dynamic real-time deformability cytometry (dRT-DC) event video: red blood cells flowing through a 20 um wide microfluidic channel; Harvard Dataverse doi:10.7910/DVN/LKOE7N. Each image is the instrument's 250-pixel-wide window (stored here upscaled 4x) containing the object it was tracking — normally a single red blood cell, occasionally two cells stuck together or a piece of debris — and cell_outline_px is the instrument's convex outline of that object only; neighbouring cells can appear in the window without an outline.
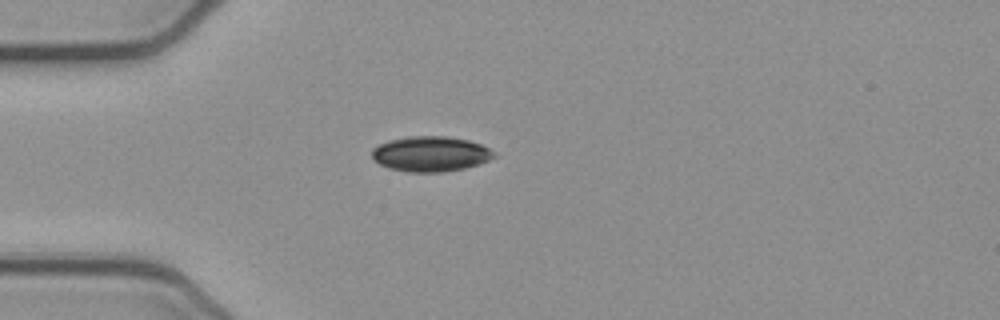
{"species": "common noctule bat (a hibernating species)", "species_latin": "Nyctalus noctula", "temperature_condition": "cold", "stored_images_in_passage": 39, "camera_frame_rate_fps": 3000, "um_per_image_px": 0.085, "animal": {"sex": "female", "body_mass_g": 21.9}, "frame": {"image": 1, "passage_image": 1, "time_ms": 0.0, "image_size_px": [1000, 320], "cell_outline_px": [[496, 156], [480, 164], [464, 168], [444, 172], [408, 172], [388, 168], [372, 160], [372, 148], [388, 140], [408, 136], [448, 136], [468, 140], [480, 144], [488, 148]], "centroid_in_image_um": [36.56, 13.08], "position_along_channel_um": 48.4, "area_um2": 25.14}}
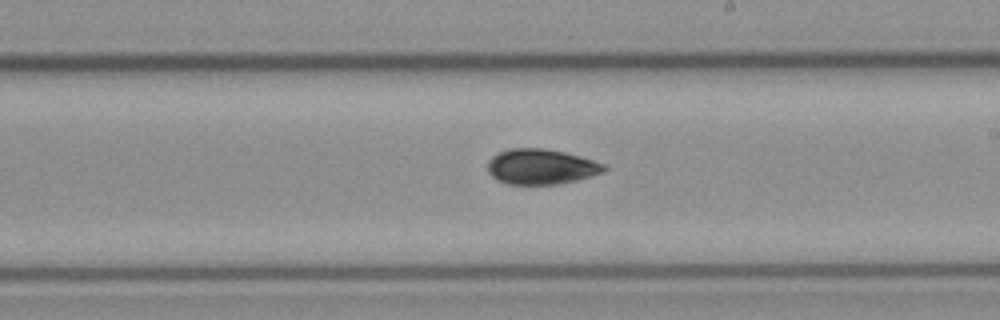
{"frame": {"image": 2, "passage_image": 17, "time_ms": 5.333, "image_size_px": [1000, 320], "cell_outline_px": [[608, 168], [604, 172], [576, 180], [556, 184], [508, 184], [496, 180], [488, 172], [488, 160], [492, 156], [500, 152], [512, 148], [544, 148], [564, 152], [580, 156], [604, 164]], "centroid_in_image_um": [45.98, 14.17], "position_along_channel_um": 243.0, "area_um2": 23.87}}
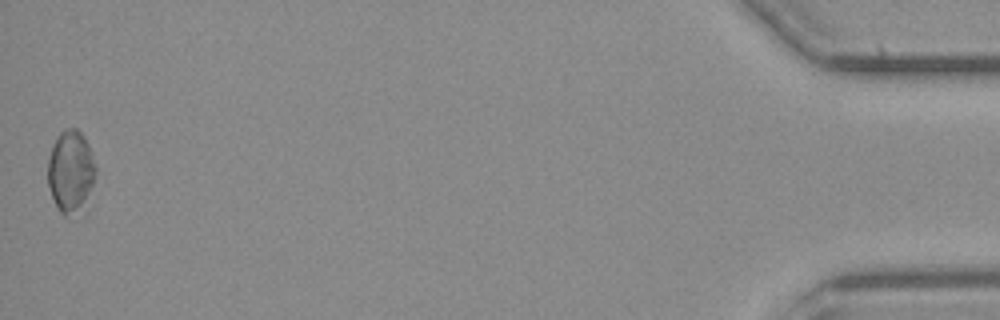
{"frame": {"image": 3, "passage_image": 39, "time_ms": 12.667, "image_size_px": [1000, 320], "cell_outline_px": [[96, 172], [84, 216], [64, 216], [60, 212], [52, 196], [48, 184], [48, 160], [52, 144], [56, 136], [64, 128], [76, 128], [84, 136], [88, 144], [96, 168]], "centroid_in_image_um": [6.03, 14.65], "position_along_channel_um": 429.2, "area_um2": 23.64}, "authors_computed_cell_mechanics": {"area_um2": 23.8714, "velocity_mm_per_s": 3.8924, "shape_relaxation_time_tau1_ms": 4.3813, "shape_relaxation_time_tau2_ms": null, "deformation_change_tau1": 0.0695, "deformation_change_tau2": null}}